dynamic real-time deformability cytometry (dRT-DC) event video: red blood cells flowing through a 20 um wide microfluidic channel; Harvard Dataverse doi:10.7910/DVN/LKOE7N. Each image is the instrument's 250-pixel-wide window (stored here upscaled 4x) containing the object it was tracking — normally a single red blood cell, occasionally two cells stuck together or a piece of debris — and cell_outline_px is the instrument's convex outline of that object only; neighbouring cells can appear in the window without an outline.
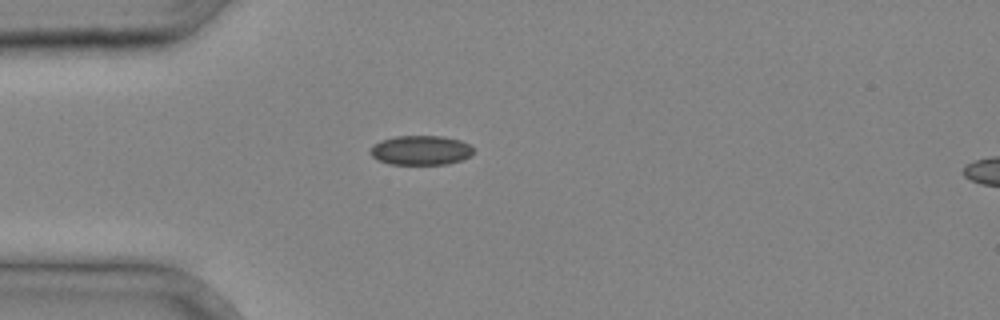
{"species": "common noctule bat (a hibernating species)", "species_latin": "Nyctalus noctula", "temperature_condition": "cold", "stored_images_in_passage": 34, "camera_frame_rate_fps": 3000, "um_per_image_px": 0.085, "animal": {"sex": "male", "body_mass_g": 20.4}, "frame": {"image": 1, "passage_image": 9, "time_ms": 2.667, "image_size_px": [1000, 320], "cell_outline_px": [[476, 148], [472, 156], [448, 164], [388, 164], [372, 156], [368, 152], [380, 140], [396, 136], [444, 136], [460, 140]], "centroid_in_image_um": [35.81, 12.77], "position_along_channel_um": 49.2, "area_um2": 17.8}}
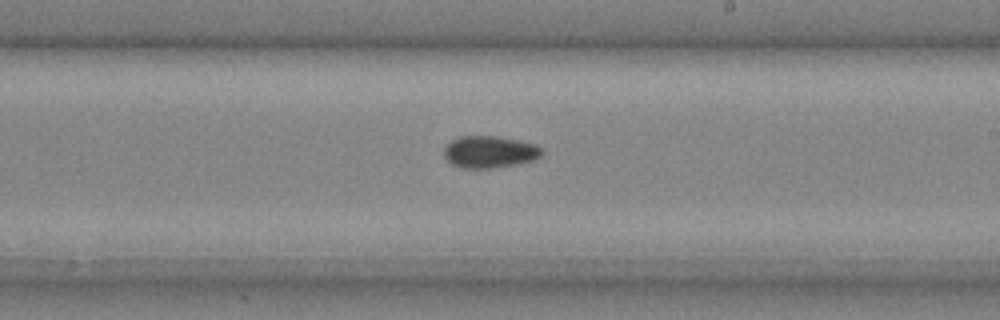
{"frame": {"image": 2, "passage_image": 21, "time_ms": 6.667, "image_size_px": [1000, 320], "cell_outline_px": [[544, 152], [540, 156], [532, 160], [516, 164], [492, 168], [460, 168], [452, 164], [444, 156], [444, 148], [452, 140], [460, 136], [492, 136], [516, 140], [536, 144]], "centroid_in_image_um": [41.6, 12.92], "position_along_channel_um": 247.4, "area_um2": 18.03}}
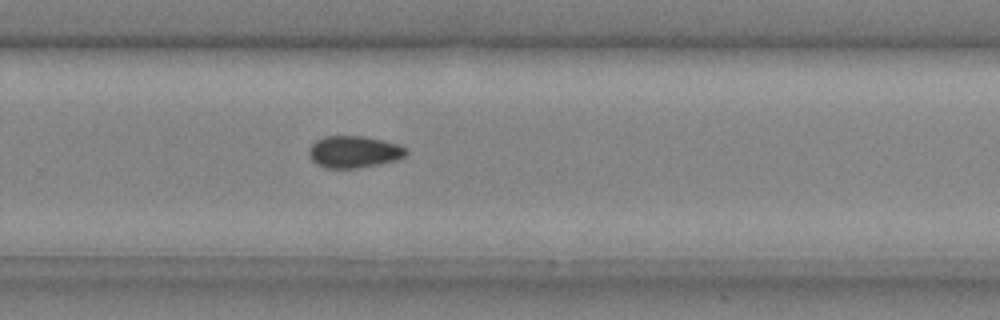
{"frame": {"image": 3, "passage_image": 24, "time_ms": 7.667, "image_size_px": [1000, 320], "cell_outline_px": [[408, 152], [404, 156], [396, 160], [380, 164], [356, 168], [324, 168], [316, 164], [308, 156], [308, 152], [312, 144], [316, 140], [324, 136], [360, 136], [400, 144], [408, 148]], "centroid_in_image_um": [30.08, 12.91], "position_along_channel_um": 299.7, "area_um2": 18.15}}